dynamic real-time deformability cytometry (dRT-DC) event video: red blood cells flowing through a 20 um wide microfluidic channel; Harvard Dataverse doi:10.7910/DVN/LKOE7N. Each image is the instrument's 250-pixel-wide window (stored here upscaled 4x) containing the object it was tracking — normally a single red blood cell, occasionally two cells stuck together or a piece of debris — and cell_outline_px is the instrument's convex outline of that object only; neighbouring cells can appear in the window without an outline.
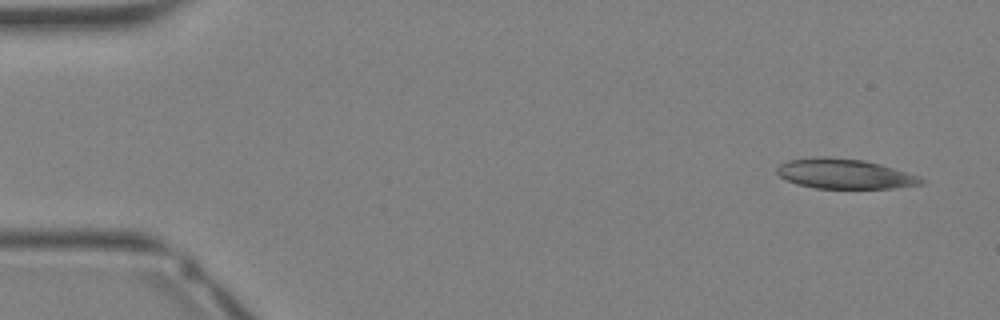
{"species": "Egyptian fruit bat (a non-hibernating species)", "species_latin": "Rousettus aegyptiacus", "temperature_condition": "warm", "stored_images_in_passage": 33, "camera_frame_rate_fps": 3000, "um_per_image_px": 0.085, "animal": {"sex": "female"}, "frame": {"image": 1, "passage_image": 1, "time_ms": 0.0, "image_size_px": [1000, 320], "cell_outline_px": [[928, 180], [924, 184], [896, 188], [816, 188], [796, 184], [780, 176], [776, 172], [776, 168], [780, 164], [788, 160], [820, 156], [824, 156], [864, 160], [880, 164], [920, 176]], "centroid_in_image_um": [71.83, 14.77], "position_along_channel_um": 13.2, "area_um2": 25.26}}
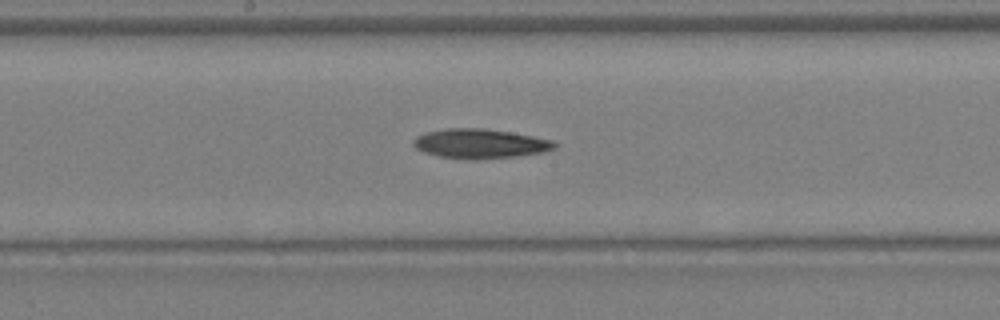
{"frame": {"image": 2, "passage_image": 17, "time_ms": 5.333, "image_size_px": [1000, 320], "cell_outline_px": [[556, 148], [544, 152], [516, 156], [472, 160], [440, 156], [424, 152], [416, 148], [412, 144], [412, 140], [416, 136], [428, 132], [444, 128], [484, 128], [512, 132], [552, 140], [556, 144]], "centroid_in_image_um": [40.79, 12.2], "position_along_channel_um": 207.4, "area_um2": 24.28}}
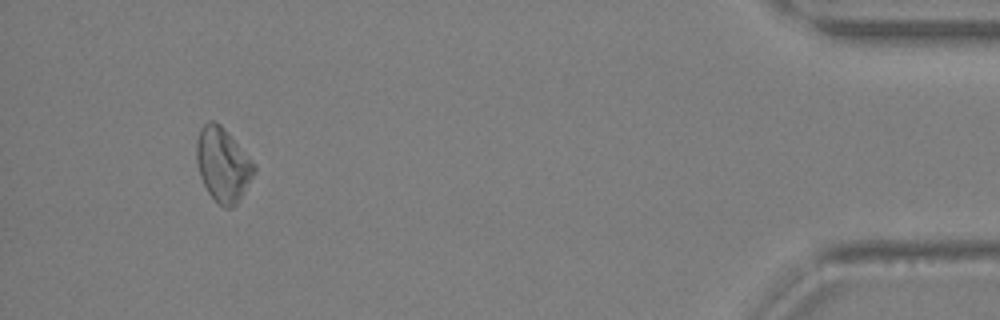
{"frame": {"image": 3, "passage_image": 31, "time_ms": 10.0, "image_size_px": [1000, 320], "cell_outline_px": [[256, 172], [236, 204], [232, 208], [224, 208], [208, 192], [200, 176], [196, 160], [196, 140], [200, 128], [208, 120], [216, 120], [224, 128], [256, 164]], "centroid_in_image_um": [18.94, 13.96], "position_along_channel_um": 416.3, "area_um2": 24.85}}